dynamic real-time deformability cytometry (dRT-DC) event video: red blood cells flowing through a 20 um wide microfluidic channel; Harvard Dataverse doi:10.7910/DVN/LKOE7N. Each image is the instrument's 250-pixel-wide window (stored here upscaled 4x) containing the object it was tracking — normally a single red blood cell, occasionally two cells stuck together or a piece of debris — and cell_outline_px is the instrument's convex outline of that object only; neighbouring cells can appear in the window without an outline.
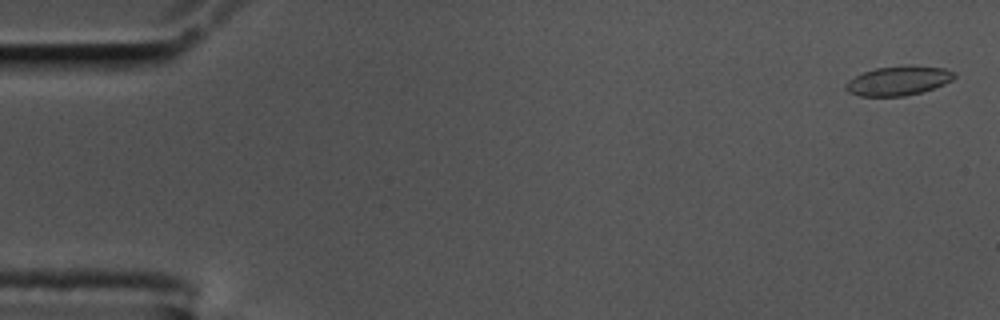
{"species": "common noctule bat (a hibernating species)", "species_latin": "Nyctalus noctula", "temperature_condition": "cold", "stored_images_in_passage": 58, "camera_frame_rate_fps": 3000, "um_per_image_px": 0.085, "animal": {"sex": "male", "body_mass_g": 17.5, "forearm_length_mm": 52.3}, "frame": {"image": 1, "passage_image": 2, "time_ms": 0.333, "image_size_px": [1000, 320], "cell_outline_px": [[956, 76], [952, 80], [944, 84], [920, 92], [904, 96], [860, 96], [848, 92], [844, 88], [844, 84], [848, 80], [864, 72], [876, 68], [904, 64], [912, 64], [944, 68], [956, 72]], "centroid_in_image_um": [76.37, 6.84], "position_along_channel_um": 8.6, "area_um2": 18.79}}
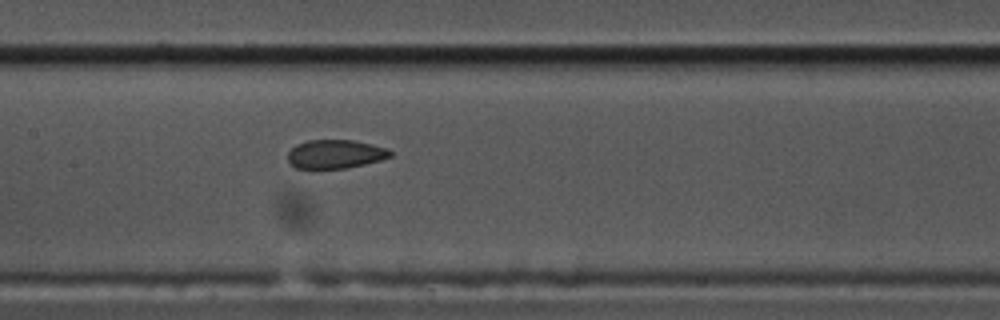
{"frame": {"image": 2, "passage_image": 28, "time_ms": 9.0, "image_size_px": [1000, 320], "cell_outline_px": [[392, 156], [380, 160], [348, 168], [296, 168], [288, 160], [288, 152], [296, 144], [308, 140], [352, 140], [372, 144], [388, 148], [392, 152]], "centroid_in_image_um": [28.52, 13.09], "position_along_channel_um": 178.9, "area_um2": 17.11}}
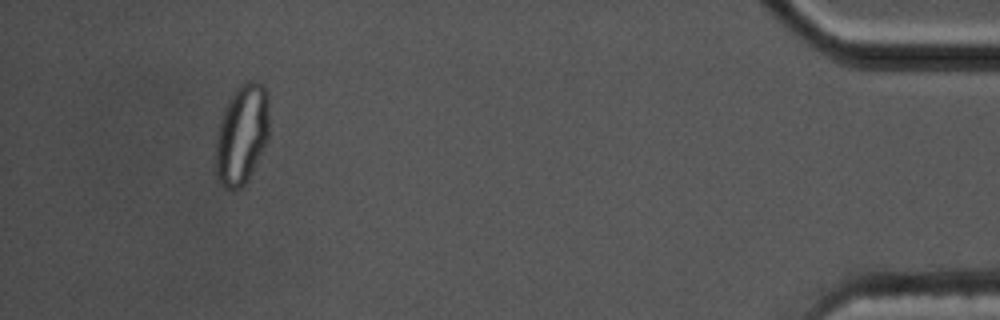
{"frame": {"image": 3, "passage_image": 54, "time_ms": 17.667, "image_size_px": [1000, 320], "cell_outline_px": [[268, 136], [248, 180], [240, 188], [224, 188], [216, 176], [216, 140], [220, 120], [224, 108], [228, 100], [236, 88], [240, 84], [248, 80], [256, 80], [264, 88], [268, 96]], "centroid_in_image_um": [20.54, 11.39], "position_along_channel_um": 414.7, "area_um2": 30.87}, "authors_computed_cell_mechanics": {"area_um2": 18.3804, "velocity_mm_per_s": 3.4901, "shape_relaxation_time_tau1_ms": null, "shape_relaxation_time_tau2_ms": 1.0154, "deformation_change_tau1": null, "deformation_change_tau2": 0.054}}